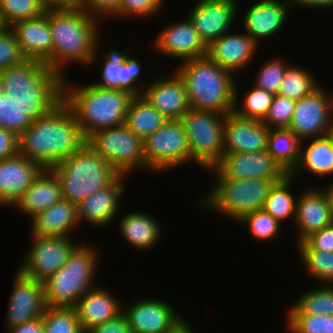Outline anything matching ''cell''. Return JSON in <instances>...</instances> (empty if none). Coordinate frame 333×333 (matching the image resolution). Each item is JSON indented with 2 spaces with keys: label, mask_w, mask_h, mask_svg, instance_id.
I'll return each instance as SVG.
<instances>
[{
  "label": "cell",
  "mask_w": 333,
  "mask_h": 333,
  "mask_svg": "<svg viewBox=\"0 0 333 333\" xmlns=\"http://www.w3.org/2000/svg\"><path fill=\"white\" fill-rule=\"evenodd\" d=\"M85 143L73 112L61 100L18 136V153L42 169H52Z\"/></svg>",
  "instance_id": "obj_1"
},
{
  "label": "cell",
  "mask_w": 333,
  "mask_h": 333,
  "mask_svg": "<svg viewBox=\"0 0 333 333\" xmlns=\"http://www.w3.org/2000/svg\"><path fill=\"white\" fill-rule=\"evenodd\" d=\"M100 21L79 7H49L52 57L46 65L65 77L68 62L92 65L99 57Z\"/></svg>",
  "instance_id": "obj_2"
},
{
  "label": "cell",
  "mask_w": 333,
  "mask_h": 333,
  "mask_svg": "<svg viewBox=\"0 0 333 333\" xmlns=\"http://www.w3.org/2000/svg\"><path fill=\"white\" fill-rule=\"evenodd\" d=\"M133 95L116 88H103L91 83L77 88L66 76L62 80V100L70 107L82 135L125 124L128 105Z\"/></svg>",
  "instance_id": "obj_3"
},
{
  "label": "cell",
  "mask_w": 333,
  "mask_h": 333,
  "mask_svg": "<svg viewBox=\"0 0 333 333\" xmlns=\"http://www.w3.org/2000/svg\"><path fill=\"white\" fill-rule=\"evenodd\" d=\"M0 78L2 91L14 97L33 120L62 100L63 78L43 61L26 59L0 72Z\"/></svg>",
  "instance_id": "obj_4"
},
{
  "label": "cell",
  "mask_w": 333,
  "mask_h": 333,
  "mask_svg": "<svg viewBox=\"0 0 333 333\" xmlns=\"http://www.w3.org/2000/svg\"><path fill=\"white\" fill-rule=\"evenodd\" d=\"M183 79L190 107L195 110L233 112L235 75L207 55L181 62L174 69Z\"/></svg>",
  "instance_id": "obj_5"
},
{
  "label": "cell",
  "mask_w": 333,
  "mask_h": 333,
  "mask_svg": "<svg viewBox=\"0 0 333 333\" xmlns=\"http://www.w3.org/2000/svg\"><path fill=\"white\" fill-rule=\"evenodd\" d=\"M213 187L204 197L198 198V206L228 217L236 224L244 216L263 208L270 189L283 179H232L222 175L216 168L209 170ZM213 174V175H212Z\"/></svg>",
  "instance_id": "obj_6"
},
{
  "label": "cell",
  "mask_w": 333,
  "mask_h": 333,
  "mask_svg": "<svg viewBox=\"0 0 333 333\" xmlns=\"http://www.w3.org/2000/svg\"><path fill=\"white\" fill-rule=\"evenodd\" d=\"M98 254L93 245L83 242L74 249L64 266L43 281L46 307H74L98 285L95 281L101 255Z\"/></svg>",
  "instance_id": "obj_7"
},
{
  "label": "cell",
  "mask_w": 333,
  "mask_h": 333,
  "mask_svg": "<svg viewBox=\"0 0 333 333\" xmlns=\"http://www.w3.org/2000/svg\"><path fill=\"white\" fill-rule=\"evenodd\" d=\"M52 170L60 180L63 199L76 205L109 185L119 175L86 143Z\"/></svg>",
  "instance_id": "obj_8"
},
{
  "label": "cell",
  "mask_w": 333,
  "mask_h": 333,
  "mask_svg": "<svg viewBox=\"0 0 333 333\" xmlns=\"http://www.w3.org/2000/svg\"><path fill=\"white\" fill-rule=\"evenodd\" d=\"M227 114L190 109L181 121L187 136L192 163L209 172L223 157L224 122Z\"/></svg>",
  "instance_id": "obj_9"
},
{
  "label": "cell",
  "mask_w": 333,
  "mask_h": 333,
  "mask_svg": "<svg viewBox=\"0 0 333 333\" xmlns=\"http://www.w3.org/2000/svg\"><path fill=\"white\" fill-rule=\"evenodd\" d=\"M88 144L119 173L145 169L143 140L123 124L98 130L86 138ZM132 171V172H131Z\"/></svg>",
  "instance_id": "obj_10"
},
{
  "label": "cell",
  "mask_w": 333,
  "mask_h": 333,
  "mask_svg": "<svg viewBox=\"0 0 333 333\" xmlns=\"http://www.w3.org/2000/svg\"><path fill=\"white\" fill-rule=\"evenodd\" d=\"M145 170L168 172L191 163L187 136L181 120H167L157 131L143 140Z\"/></svg>",
  "instance_id": "obj_11"
},
{
  "label": "cell",
  "mask_w": 333,
  "mask_h": 333,
  "mask_svg": "<svg viewBox=\"0 0 333 333\" xmlns=\"http://www.w3.org/2000/svg\"><path fill=\"white\" fill-rule=\"evenodd\" d=\"M30 240L33 241L32 245L28 248L18 271L26 277L42 282L62 268L81 243L71 237L31 236Z\"/></svg>",
  "instance_id": "obj_12"
},
{
  "label": "cell",
  "mask_w": 333,
  "mask_h": 333,
  "mask_svg": "<svg viewBox=\"0 0 333 333\" xmlns=\"http://www.w3.org/2000/svg\"><path fill=\"white\" fill-rule=\"evenodd\" d=\"M333 126V95L319 86L296 102L289 129L301 140L329 135Z\"/></svg>",
  "instance_id": "obj_13"
},
{
  "label": "cell",
  "mask_w": 333,
  "mask_h": 333,
  "mask_svg": "<svg viewBox=\"0 0 333 333\" xmlns=\"http://www.w3.org/2000/svg\"><path fill=\"white\" fill-rule=\"evenodd\" d=\"M174 309L169 302L147 297L122 305L132 333H172L185 321Z\"/></svg>",
  "instance_id": "obj_14"
},
{
  "label": "cell",
  "mask_w": 333,
  "mask_h": 333,
  "mask_svg": "<svg viewBox=\"0 0 333 333\" xmlns=\"http://www.w3.org/2000/svg\"><path fill=\"white\" fill-rule=\"evenodd\" d=\"M16 272L7 304L6 331L42 317L46 308L43 282Z\"/></svg>",
  "instance_id": "obj_15"
},
{
  "label": "cell",
  "mask_w": 333,
  "mask_h": 333,
  "mask_svg": "<svg viewBox=\"0 0 333 333\" xmlns=\"http://www.w3.org/2000/svg\"><path fill=\"white\" fill-rule=\"evenodd\" d=\"M153 44V45H152ZM155 52L182 61L200 58L207 55V45L194 28L192 21L185 20L169 23L161 28L153 43Z\"/></svg>",
  "instance_id": "obj_16"
},
{
  "label": "cell",
  "mask_w": 333,
  "mask_h": 333,
  "mask_svg": "<svg viewBox=\"0 0 333 333\" xmlns=\"http://www.w3.org/2000/svg\"><path fill=\"white\" fill-rule=\"evenodd\" d=\"M195 3L187 15L207 46L230 32L239 13L238 0H196Z\"/></svg>",
  "instance_id": "obj_17"
},
{
  "label": "cell",
  "mask_w": 333,
  "mask_h": 333,
  "mask_svg": "<svg viewBox=\"0 0 333 333\" xmlns=\"http://www.w3.org/2000/svg\"><path fill=\"white\" fill-rule=\"evenodd\" d=\"M148 84L141 95L168 120H181L191 109L185 83L175 70L169 76L154 77Z\"/></svg>",
  "instance_id": "obj_18"
},
{
  "label": "cell",
  "mask_w": 333,
  "mask_h": 333,
  "mask_svg": "<svg viewBox=\"0 0 333 333\" xmlns=\"http://www.w3.org/2000/svg\"><path fill=\"white\" fill-rule=\"evenodd\" d=\"M215 168L232 179H284L288 175L267 150L223 153L221 162Z\"/></svg>",
  "instance_id": "obj_19"
},
{
  "label": "cell",
  "mask_w": 333,
  "mask_h": 333,
  "mask_svg": "<svg viewBox=\"0 0 333 333\" xmlns=\"http://www.w3.org/2000/svg\"><path fill=\"white\" fill-rule=\"evenodd\" d=\"M131 54L129 50L123 52L118 48H112L104 53L105 60L100 73V81L93 82V84L103 88L121 89L133 96H140L144 89L142 80H139L142 66L140 60ZM140 83L143 87L140 86Z\"/></svg>",
  "instance_id": "obj_20"
},
{
  "label": "cell",
  "mask_w": 333,
  "mask_h": 333,
  "mask_svg": "<svg viewBox=\"0 0 333 333\" xmlns=\"http://www.w3.org/2000/svg\"><path fill=\"white\" fill-rule=\"evenodd\" d=\"M292 7V0H260L251 4L242 16L245 33L257 45L274 34L278 35L287 23Z\"/></svg>",
  "instance_id": "obj_21"
},
{
  "label": "cell",
  "mask_w": 333,
  "mask_h": 333,
  "mask_svg": "<svg viewBox=\"0 0 333 333\" xmlns=\"http://www.w3.org/2000/svg\"><path fill=\"white\" fill-rule=\"evenodd\" d=\"M126 176L119 174L109 185L77 204L80 225L83 222H90L93 227L103 228L116 218L120 213V198L125 192L123 180L127 178Z\"/></svg>",
  "instance_id": "obj_22"
},
{
  "label": "cell",
  "mask_w": 333,
  "mask_h": 333,
  "mask_svg": "<svg viewBox=\"0 0 333 333\" xmlns=\"http://www.w3.org/2000/svg\"><path fill=\"white\" fill-rule=\"evenodd\" d=\"M270 128L263 121L227 114L224 122L223 153L260 152L267 149Z\"/></svg>",
  "instance_id": "obj_23"
},
{
  "label": "cell",
  "mask_w": 333,
  "mask_h": 333,
  "mask_svg": "<svg viewBox=\"0 0 333 333\" xmlns=\"http://www.w3.org/2000/svg\"><path fill=\"white\" fill-rule=\"evenodd\" d=\"M298 196L294 224L298 233L297 242L304 241L312 233L333 223V215L323 188L309 187Z\"/></svg>",
  "instance_id": "obj_24"
},
{
  "label": "cell",
  "mask_w": 333,
  "mask_h": 333,
  "mask_svg": "<svg viewBox=\"0 0 333 333\" xmlns=\"http://www.w3.org/2000/svg\"><path fill=\"white\" fill-rule=\"evenodd\" d=\"M259 46L244 33L227 32L207 46V56L237 75L247 68ZM237 73V74H236Z\"/></svg>",
  "instance_id": "obj_25"
},
{
  "label": "cell",
  "mask_w": 333,
  "mask_h": 333,
  "mask_svg": "<svg viewBox=\"0 0 333 333\" xmlns=\"http://www.w3.org/2000/svg\"><path fill=\"white\" fill-rule=\"evenodd\" d=\"M41 170L37 163L19 153L0 160V206L13 207Z\"/></svg>",
  "instance_id": "obj_26"
},
{
  "label": "cell",
  "mask_w": 333,
  "mask_h": 333,
  "mask_svg": "<svg viewBox=\"0 0 333 333\" xmlns=\"http://www.w3.org/2000/svg\"><path fill=\"white\" fill-rule=\"evenodd\" d=\"M10 28L15 33L21 51L27 59H37L46 63L52 57L49 7L41 16L17 21Z\"/></svg>",
  "instance_id": "obj_27"
},
{
  "label": "cell",
  "mask_w": 333,
  "mask_h": 333,
  "mask_svg": "<svg viewBox=\"0 0 333 333\" xmlns=\"http://www.w3.org/2000/svg\"><path fill=\"white\" fill-rule=\"evenodd\" d=\"M101 283L85 293L74 306L83 332L115 319L122 313V305Z\"/></svg>",
  "instance_id": "obj_28"
},
{
  "label": "cell",
  "mask_w": 333,
  "mask_h": 333,
  "mask_svg": "<svg viewBox=\"0 0 333 333\" xmlns=\"http://www.w3.org/2000/svg\"><path fill=\"white\" fill-rule=\"evenodd\" d=\"M61 199L59 178L52 169H42L13 206L31 219Z\"/></svg>",
  "instance_id": "obj_29"
},
{
  "label": "cell",
  "mask_w": 333,
  "mask_h": 333,
  "mask_svg": "<svg viewBox=\"0 0 333 333\" xmlns=\"http://www.w3.org/2000/svg\"><path fill=\"white\" fill-rule=\"evenodd\" d=\"M30 226L31 236L72 237L70 233L79 226L77 205L69 200L61 199L32 217Z\"/></svg>",
  "instance_id": "obj_30"
},
{
  "label": "cell",
  "mask_w": 333,
  "mask_h": 333,
  "mask_svg": "<svg viewBox=\"0 0 333 333\" xmlns=\"http://www.w3.org/2000/svg\"><path fill=\"white\" fill-rule=\"evenodd\" d=\"M120 234L136 250L148 251L157 245L161 235V224L144 212H130L122 216Z\"/></svg>",
  "instance_id": "obj_31"
},
{
  "label": "cell",
  "mask_w": 333,
  "mask_h": 333,
  "mask_svg": "<svg viewBox=\"0 0 333 333\" xmlns=\"http://www.w3.org/2000/svg\"><path fill=\"white\" fill-rule=\"evenodd\" d=\"M304 142L309 144L305 147ZM300 170L322 178L333 175V140L329 135L302 141L299 162L290 175L297 179Z\"/></svg>",
  "instance_id": "obj_32"
},
{
  "label": "cell",
  "mask_w": 333,
  "mask_h": 333,
  "mask_svg": "<svg viewBox=\"0 0 333 333\" xmlns=\"http://www.w3.org/2000/svg\"><path fill=\"white\" fill-rule=\"evenodd\" d=\"M167 120V118L140 95L132 97L127 108L125 125L139 138L145 140Z\"/></svg>",
  "instance_id": "obj_33"
},
{
  "label": "cell",
  "mask_w": 333,
  "mask_h": 333,
  "mask_svg": "<svg viewBox=\"0 0 333 333\" xmlns=\"http://www.w3.org/2000/svg\"><path fill=\"white\" fill-rule=\"evenodd\" d=\"M301 143L289 128L270 129L266 150L290 174L299 162Z\"/></svg>",
  "instance_id": "obj_34"
},
{
  "label": "cell",
  "mask_w": 333,
  "mask_h": 333,
  "mask_svg": "<svg viewBox=\"0 0 333 333\" xmlns=\"http://www.w3.org/2000/svg\"><path fill=\"white\" fill-rule=\"evenodd\" d=\"M293 180L296 179L288 174L283 180L276 182L270 189L262 208L279 223H282L283 220L285 221L286 218L289 219L290 216H293V221H295L298 194L295 198L291 191V186H294Z\"/></svg>",
  "instance_id": "obj_35"
},
{
  "label": "cell",
  "mask_w": 333,
  "mask_h": 333,
  "mask_svg": "<svg viewBox=\"0 0 333 333\" xmlns=\"http://www.w3.org/2000/svg\"><path fill=\"white\" fill-rule=\"evenodd\" d=\"M285 314L333 316V285L322 284L298 296Z\"/></svg>",
  "instance_id": "obj_36"
},
{
  "label": "cell",
  "mask_w": 333,
  "mask_h": 333,
  "mask_svg": "<svg viewBox=\"0 0 333 333\" xmlns=\"http://www.w3.org/2000/svg\"><path fill=\"white\" fill-rule=\"evenodd\" d=\"M304 270L320 284L333 285V252L314 250L305 240L296 244ZM322 282V283H321Z\"/></svg>",
  "instance_id": "obj_37"
},
{
  "label": "cell",
  "mask_w": 333,
  "mask_h": 333,
  "mask_svg": "<svg viewBox=\"0 0 333 333\" xmlns=\"http://www.w3.org/2000/svg\"><path fill=\"white\" fill-rule=\"evenodd\" d=\"M316 79L313 72L292 63L284 74L277 94L298 101L320 86Z\"/></svg>",
  "instance_id": "obj_38"
},
{
  "label": "cell",
  "mask_w": 333,
  "mask_h": 333,
  "mask_svg": "<svg viewBox=\"0 0 333 333\" xmlns=\"http://www.w3.org/2000/svg\"><path fill=\"white\" fill-rule=\"evenodd\" d=\"M246 93L247 94L244 95V98H242V105L239 104L240 97L238 95V87L236 82L235 103L233 112H235L240 117L264 121L269 112L275 94H272L255 86H253Z\"/></svg>",
  "instance_id": "obj_39"
},
{
  "label": "cell",
  "mask_w": 333,
  "mask_h": 333,
  "mask_svg": "<svg viewBox=\"0 0 333 333\" xmlns=\"http://www.w3.org/2000/svg\"><path fill=\"white\" fill-rule=\"evenodd\" d=\"M46 9L41 0H0V24L10 27L17 21L39 17Z\"/></svg>",
  "instance_id": "obj_40"
},
{
  "label": "cell",
  "mask_w": 333,
  "mask_h": 333,
  "mask_svg": "<svg viewBox=\"0 0 333 333\" xmlns=\"http://www.w3.org/2000/svg\"><path fill=\"white\" fill-rule=\"evenodd\" d=\"M42 320L45 333H83L74 307H46Z\"/></svg>",
  "instance_id": "obj_41"
},
{
  "label": "cell",
  "mask_w": 333,
  "mask_h": 333,
  "mask_svg": "<svg viewBox=\"0 0 333 333\" xmlns=\"http://www.w3.org/2000/svg\"><path fill=\"white\" fill-rule=\"evenodd\" d=\"M32 122L33 119L22 110L14 97L0 92V128L19 136Z\"/></svg>",
  "instance_id": "obj_42"
},
{
  "label": "cell",
  "mask_w": 333,
  "mask_h": 333,
  "mask_svg": "<svg viewBox=\"0 0 333 333\" xmlns=\"http://www.w3.org/2000/svg\"><path fill=\"white\" fill-rule=\"evenodd\" d=\"M246 225L249 233L257 241H272L279 239L281 231V223L268 214L263 209L249 213L237 222Z\"/></svg>",
  "instance_id": "obj_43"
},
{
  "label": "cell",
  "mask_w": 333,
  "mask_h": 333,
  "mask_svg": "<svg viewBox=\"0 0 333 333\" xmlns=\"http://www.w3.org/2000/svg\"><path fill=\"white\" fill-rule=\"evenodd\" d=\"M286 330L290 333H333V316L286 314Z\"/></svg>",
  "instance_id": "obj_44"
},
{
  "label": "cell",
  "mask_w": 333,
  "mask_h": 333,
  "mask_svg": "<svg viewBox=\"0 0 333 333\" xmlns=\"http://www.w3.org/2000/svg\"><path fill=\"white\" fill-rule=\"evenodd\" d=\"M290 65L281 57L266 61L255 75L254 86L277 94L284 74Z\"/></svg>",
  "instance_id": "obj_45"
},
{
  "label": "cell",
  "mask_w": 333,
  "mask_h": 333,
  "mask_svg": "<svg viewBox=\"0 0 333 333\" xmlns=\"http://www.w3.org/2000/svg\"><path fill=\"white\" fill-rule=\"evenodd\" d=\"M27 58L21 51L10 27L0 28V72L23 63Z\"/></svg>",
  "instance_id": "obj_46"
},
{
  "label": "cell",
  "mask_w": 333,
  "mask_h": 333,
  "mask_svg": "<svg viewBox=\"0 0 333 333\" xmlns=\"http://www.w3.org/2000/svg\"><path fill=\"white\" fill-rule=\"evenodd\" d=\"M296 102L293 99L275 94L263 123L270 129L289 128Z\"/></svg>",
  "instance_id": "obj_47"
},
{
  "label": "cell",
  "mask_w": 333,
  "mask_h": 333,
  "mask_svg": "<svg viewBox=\"0 0 333 333\" xmlns=\"http://www.w3.org/2000/svg\"><path fill=\"white\" fill-rule=\"evenodd\" d=\"M165 0H121L118 11L112 16L113 18L136 17L145 19L152 17L164 8Z\"/></svg>",
  "instance_id": "obj_48"
},
{
  "label": "cell",
  "mask_w": 333,
  "mask_h": 333,
  "mask_svg": "<svg viewBox=\"0 0 333 333\" xmlns=\"http://www.w3.org/2000/svg\"><path fill=\"white\" fill-rule=\"evenodd\" d=\"M121 0H75V6L84 9L93 17L107 19L118 11ZM104 17V18H103Z\"/></svg>",
  "instance_id": "obj_49"
},
{
  "label": "cell",
  "mask_w": 333,
  "mask_h": 333,
  "mask_svg": "<svg viewBox=\"0 0 333 333\" xmlns=\"http://www.w3.org/2000/svg\"><path fill=\"white\" fill-rule=\"evenodd\" d=\"M305 241L317 251L333 252V223L312 233Z\"/></svg>",
  "instance_id": "obj_50"
},
{
  "label": "cell",
  "mask_w": 333,
  "mask_h": 333,
  "mask_svg": "<svg viewBox=\"0 0 333 333\" xmlns=\"http://www.w3.org/2000/svg\"><path fill=\"white\" fill-rule=\"evenodd\" d=\"M89 333H132L123 313L115 319L97 325L88 331Z\"/></svg>",
  "instance_id": "obj_51"
},
{
  "label": "cell",
  "mask_w": 333,
  "mask_h": 333,
  "mask_svg": "<svg viewBox=\"0 0 333 333\" xmlns=\"http://www.w3.org/2000/svg\"><path fill=\"white\" fill-rule=\"evenodd\" d=\"M18 154V136L12 132L0 128V160Z\"/></svg>",
  "instance_id": "obj_52"
},
{
  "label": "cell",
  "mask_w": 333,
  "mask_h": 333,
  "mask_svg": "<svg viewBox=\"0 0 333 333\" xmlns=\"http://www.w3.org/2000/svg\"><path fill=\"white\" fill-rule=\"evenodd\" d=\"M7 333H45L42 317L11 328Z\"/></svg>",
  "instance_id": "obj_53"
},
{
  "label": "cell",
  "mask_w": 333,
  "mask_h": 333,
  "mask_svg": "<svg viewBox=\"0 0 333 333\" xmlns=\"http://www.w3.org/2000/svg\"><path fill=\"white\" fill-rule=\"evenodd\" d=\"M293 6L305 7L309 9H333V0H292ZM299 5V6H298Z\"/></svg>",
  "instance_id": "obj_54"
},
{
  "label": "cell",
  "mask_w": 333,
  "mask_h": 333,
  "mask_svg": "<svg viewBox=\"0 0 333 333\" xmlns=\"http://www.w3.org/2000/svg\"><path fill=\"white\" fill-rule=\"evenodd\" d=\"M46 7H73L75 0H41Z\"/></svg>",
  "instance_id": "obj_55"
},
{
  "label": "cell",
  "mask_w": 333,
  "mask_h": 333,
  "mask_svg": "<svg viewBox=\"0 0 333 333\" xmlns=\"http://www.w3.org/2000/svg\"><path fill=\"white\" fill-rule=\"evenodd\" d=\"M172 333H195V332H193V329H191V325H189V322L185 320Z\"/></svg>",
  "instance_id": "obj_56"
},
{
  "label": "cell",
  "mask_w": 333,
  "mask_h": 333,
  "mask_svg": "<svg viewBox=\"0 0 333 333\" xmlns=\"http://www.w3.org/2000/svg\"><path fill=\"white\" fill-rule=\"evenodd\" d=\"M330 185L328 183V186H326V188H324L323 190L325 191L330 207H331V212L333 215V181H330Z\"/></svg>",
  "instance_id": "obj_57"
},
{
  "label": "cell",
  "mask_w": 333,
  "mask_h": 333,
  "mask_svg": "<svg viewBox=\"0 0 333 333\" xmlns=\"http://www.w3.org/2000/svg\"><path fill=\"white\" fill-rule=\"evenodd\" d=\"M329 136H330L331 139L333 140V126H332V128H331V130H330V132H329Z\"/></svg>",
  "instance_id": "obj_58"
},
{
  "label": "cell",
  "mask_w": 333,
  "mask_h": 333,
  "mask_svg": "<svg viewBox=\"0 0 333 333\" xmlns=\"http://www.w3.org/2000/svg\"><path fill=\"white\" fill-rule=\"evenodd\" d=\"M2 91V84H1V78H0V92Z\"/></svg>",
  "instance_id": "obj_59"
}]
</instances>
